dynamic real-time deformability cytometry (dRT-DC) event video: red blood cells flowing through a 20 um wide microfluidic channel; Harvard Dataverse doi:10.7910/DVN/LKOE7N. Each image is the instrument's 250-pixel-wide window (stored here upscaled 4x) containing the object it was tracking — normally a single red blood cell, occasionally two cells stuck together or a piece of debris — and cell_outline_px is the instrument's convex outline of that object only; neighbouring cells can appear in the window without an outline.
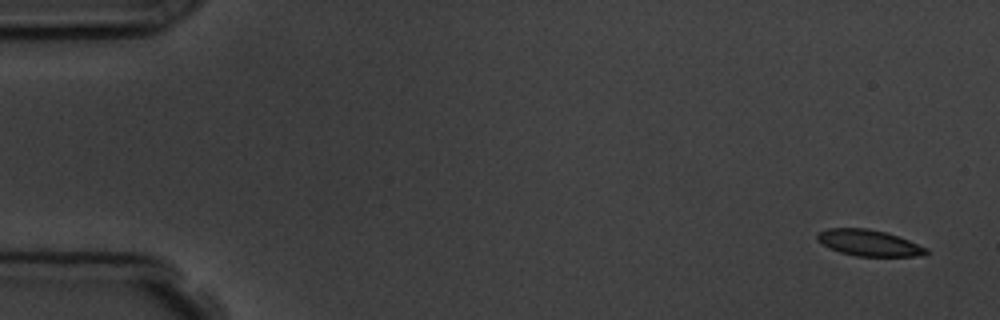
{"species": "common noctule bat (a hibernating species)", "species_latin": "Nyctalus noctula", "temperature_condition": "room temperature", "stored_images_in_passage": 6, "segment_of_instrument_passage": [1, 2], "camera_frame_rate_fps": 3000, "um_per_image_px": 0.085, "animal": {"sex": "male", "body_mass_g": 19.5, "forearm_length_mm": 54.6}, "frame": {"image": 1, "passage_image": 1, "time_ms": 0.0, "image_size_px": [1000, 320], "cell_outline_px": [[928, 252], [924, 256], [856, 256], [840, 252], [816, 240], [816, 232], [828, 228], [868, 228], [884, 232], [908, 240], [928, 248]], "centroid_in_image_um": [73.85, 20.64], "position_along_channel_um": 11.2, "area_um2": 16.53}}